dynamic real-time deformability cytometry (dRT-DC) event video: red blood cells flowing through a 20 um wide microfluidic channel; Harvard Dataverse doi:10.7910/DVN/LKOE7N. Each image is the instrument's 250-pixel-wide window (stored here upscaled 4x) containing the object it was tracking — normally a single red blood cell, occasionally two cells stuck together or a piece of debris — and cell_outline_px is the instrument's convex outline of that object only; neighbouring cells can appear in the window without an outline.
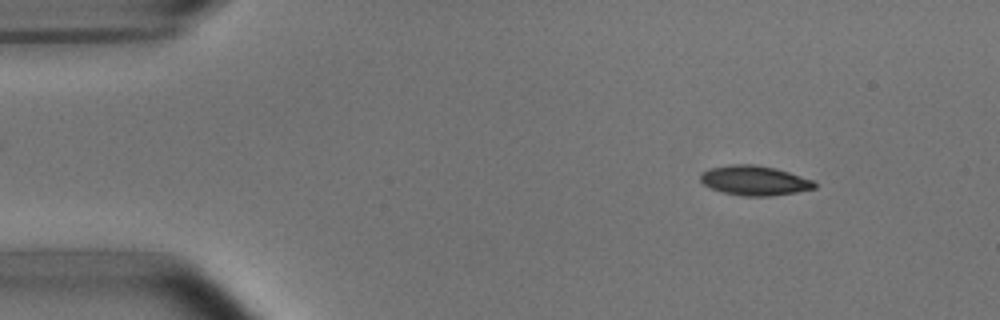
{"species": "common noctule bat (a hibernating species)", "species_latin": "Nyctalus noctula", "temperature_condition": "room temperature", "stored_images_in_passage": 24, "camera_frame_rate_fps": 3000, "um_per_image_px": 0.085, "animal": {"sex": "male", "body_mass_g": 15.6}, "frame": {"image": 1, "passage_image": 1, "time_ms": 0.0, "image_size_px": [1000, 320], "cell_outline_px": [[816, 188], [796, 192], [768, 196], [744, 196], [724, 192], [712, 188], [704, 184], [700, 180], [700, 172], [708, 168], [732, 164], [756, 164], [776, 168], [812, 180], [816, 184]], "centroid_in_image_um": [64.1, 15.33], "position_along_channel_um": 20.9, "area_um2": 19.65}}
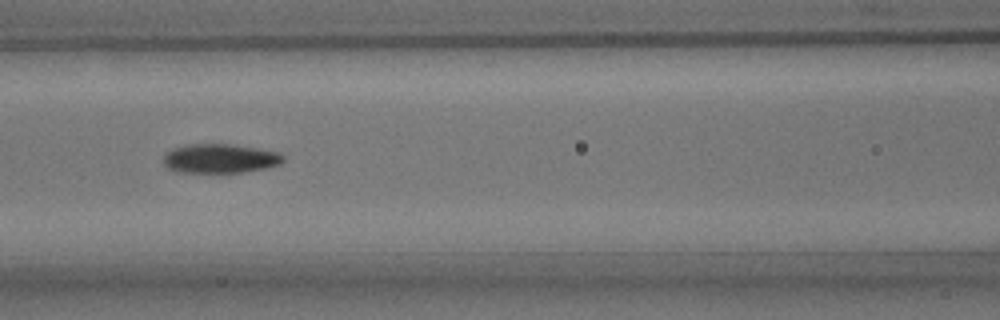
{"frame": {"image": 2, "passage_image": 17, "time_ms": 5.333, "image_size_px": [1000, 320], "cell_outline_px": [[284, 160], [280, 164], [268, 168], [244, 172], [180, 172], [168, 168], [164, 164], [164, 152], [172, 148], [184, 144], [228, 144], [256, 148], [280, 152], [284, 156]], "centroid_in_image_um": [18.7, 13.46], "position_along_channel_um": 147.9, "area_um2": 20.52}}
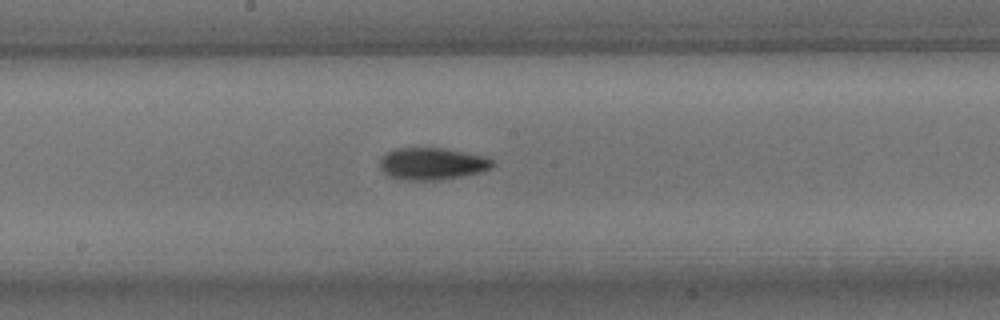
{"frame": {"image": 3, "passage_image": 22, "time_ms": 7.0, "image_size_px": [1000, 320], "cell_outline_px": [[496, 164], [492, 168], [480, 172], [460, 176], [436, 180], [400, 180], [388, 176], [380, 168], [380, 160], [388, 152], [396, 148], [444, 148], [484, 156], [492, 160]], "centroid_in_image_um": [36.73, 13.92], "position_along_channel_um": 211.5, "area_um2": 20.98}}